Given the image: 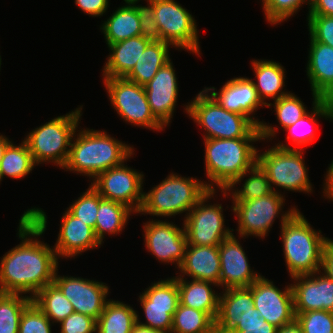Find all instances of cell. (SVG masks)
<instances>
[{"mask_svg": "<svg viewBox=\"0 0 333 333\" xmlns=\"http://www.w3.org/2000/svg\"><path fill=\"white\" fill-rule=\"evenodd\" d=\"M207 181L170 173L162 182L143 193V202L137 214L171 218L189 211L209 191Z\"/></svg>", "mask_w": 333, "mask_h": 333, "instance_id": "6", "label": "cell"}, {"mask_svg": "<svg viewBox=\"0 0 333 333\" xmlns=\"http://www.w3.org/2000/svg\"><path fill=\"white\" fill-rule=\"evenodd\" d=\"M124 4L100 25L107 45L141 35L140 18L135 7L131 3Z\"/></svg>", "mask_w": 333, "mask_h": 333, "instance_id": "30", "label": "cell"}, {"mask_svg": "<svg viewBox=\"0 0 333 333\" xmlns=\"http://www.w3.org/2000/svg\"><path fill=\"white\" fill-rule=\"evenodd\" d=\"M127 161L100 173L91 185L102 198L122 203L136 215L143 202L144 174L129 167ZM126 163V164H125Z\"/></svg>", "mask_w": 333, "mask_h": 333, "instance_id": "15", "label": "cell"}, {"mask_svg": "<svg viewBox=\"0 0 333 333\" xmlns=\"http://www.w3.org/2000/svg\"><path fill=\"white\" fill-rule=\"evenodd\" d=\"M303 4L310 8V0H266L261 6L266 22L276 26L295 16Z\"/></svg>", "mask_w": 333, "mask_h": 333, "instance_id": "41", "label": "cell"}, {"mask_svg": "<svg viewBox=\"0 0 333 333\" xmlns=\"http://www.w3.org/2000/svg\"><path fill=\"white\" fill-rule=\"evenodd\" d=\"M273 103H268L266 107H274L273 111H275L278 125L283 131L308 112L307 106L297 95L291 92L273 101Z\"/></svg>", "mask_w": 333, "mask_h": 333, "instance_id": "39", "label": "cell"}, {"mask_svg": "<svg viewBox=\"0 0 333 333\" xmlns=\"http://www.w3.org/2000/svg\"><path fill=\"white\" fill-rule=\"evenodd\" d=\"M60 222L58 238L53 246L58 259L76 258L88 250L101 247L94 230L67 209Z\"/></svg>", "mask_w": 333, "mask_h": 333, "instance_id": "22", "label": "cell"}, {"mask_svg": "<svg viewBox=\"0 0 333 333\" xmlns=\"http://www.w3.org/2000/svg\"><path fill=\"white\" fill-rule=\"evenodd\" d=\"M205 89L224 109L252 119L259 126L261 141L272 142L274 137L276 139L278 127L253 116L260 107L266 106L259 99L257 90L249 77L239 76L227 80L217 92L215 87H205Z\"/></svg>", "mask_w": 333, "mask_h": 333, "instance_id": "13", "label": "cell"}, {"mask_svg": "<svg viewBox=\"0 0 333 333\" xmlns=\"http://www.w3.org/2000/svg\"><path fill=\"white\" fill-rule=\"evenodd\" d=\"M238 236L232 233L219 244L220 278L219 288H247L260 276L254 271Z\"/></svg>", "mask_w": 333, "mask_h": 333, "instance_id": "19", "label": "cell"}, {"mask_svg": "<svg viewBox=\"0 0 333 333\" xmlns=\"http://www.w3.org/2000/svg\"><path fill=\"white\" fill-rule=\"evenodd\" d=\"M295 319L304 333H333V312L307 311L296 314Z\"/></svg>", "mask_w": 333, "mask_h": 333, "instance_id": "43", "label": "cell"}, {"mask_svg": "<svg viewBox=\"0 0 333 333\" xmlns=\"http://www.w3.org/2000/svg\"><path fill=\"white\" fill-rule=\"evenodd\" d=\"M149 43V40H146L140 35L107 45L110 54L108 55L104 66H102V77H125L136 65V62L141 57V54H143Z\"/></svg>", "mask_w": 333, "mask_h": 333, "instance_id": "26", "label": "cell"}, {"mask_svg": "<svg viewBox=\"0 0 333 333\" xmlns=\"http://www.w3.org/2000/svg\"><path fill=\"white\" fill-rule=\"evenodd\" d=\"M251 67L256 81L250 79L257 90L259 99L265 106L268 104L267 99L271 98L275 101L290 93L284 89L286 71L282 64L273 60L253 59Z\"/></svg>", "mask_w": 333, "mask_h": 333, "instance_id": "28", "label": "cell"}, {"mask_svg": "<svg viewBox=\"0 0 333 333\" xmlns=\"http://www.w3.org/2000/svg\"><path fill=\"white\" fill-rule=\"evenodd\" d=\"M89 185L88 189L67 207V210L77 219H80V221L95 230L100 194L91 184Z\"/></svg>", "mask_w": 333, "mask_h": 333, "instance_id": "40", "label": "cell"}, {"mask_svg": "<svg viewBox=\"0 0 333 333\" xmlns=\"http://www.w3.org/2000/svg\"><path fill=\"white\" fill-rule=\"evenodd\" d=\"M125 3L140 2L141 0H123ZM150 1V0H145Z\"/></svg>", "mask_w": 333, "mask_h": 333, "instance_id": "56", "label": "cell"}, {"mask_svg": "<svg viewBox=\"0 0 333 333\" xmlns=\"http://www.w3.org/2000/svg\"><path fill=\"white\" fill-rule=\"evenodd\" d=\"M136 214L126 205L112 200L104 199L100 195L99 209L95 223V236L102 245L105 235L122 234L131 215Z\"/></svg>", "mask_w": 333, "mask_h": 333, "instance_id": "33", "label": "cell"}, {"mask_svg": "<svg viewBox=\"0 0 333 333\" xmlns=\"http://www.w3.org/2000/svg\"><path fill=\"white\" fill-rule=\"evenodd\" d=\"M171 333H216L215 320L208 313L179 303L173 315Z\"/></svg>", "mask_w": 333, "mask_h": 333, "instance_id": "37", "label": "cell"}, {"mask_svg": "<svg viewBox=\"0 0 333 333\" xmlns=\"http://www.w3.org/2000/svg\"><path fill=\"white\" fill-rule=\"evenodd\" d=\"M36 166L26 142L23 140L16 145L11 141L0 163V184L4 176L17 180L25 178Z\"/></svg>", "mask_w": 333, "mask_h": 333, "instance_id": "35", "label": "cell"}, {"mask_svg": "<svg viewBox=\"0 0 333 333\" xmlns=\"http://www.w3.org/2000/svg\"><path fill=\"white\" fill-rule=\"evenodd\" d=\"M20 217L17 237L21 241L0 260V293L33 298L53 283L60 261L53 246L40 240L48 227L45 211L33 206Z\"/></svg>", "mask_w": 333, "mask_h": 333, "instance_id": "1", "label": "cell"}, {"mask_svg": "<svg viewBox=\"0 0 333 333\" xmlns=\"http://www.w3.org/2000/svg\"><path fill=\"white\" fill-rule=\"evenodd\" d=\"M174 48L168 42H150L133 69L124 77L144 86L153 79L158 70L171 60L169 50Z\"/></svg>", "mask_w": 333, "mask_h": 333, "instance_id": "31", "label": "cell"}, {"mask_svg": "<svg viewBox=\"0 0 333 333\" xmlns=\"http://www.w3.org/2000/svg\"><path fill=\"white\" fill-rule=\"evenodd\" d=\"M55 117L30 131L23 139L38 166L42 163L63 168L71 147L72 138L82 118V107Z\"/></svg>", "mask_w": 333, "mask_h": 333, "instance_id": "7", "label": "cell"}, {"mask_svg": "<svg viewBox=\"0 0 333 333\" xmlns=\"http://www.w3.org/2000/svg\"><path fill=\"white\" fill-rule=\"evenodd\" d=\"M1 62H2V59H1V55H0V70H1V64H2Z\"/></svg>", "mask_w": 333, "mask_h": 333, "instance_id": "57", "label": "cell"}, {"mask_svg": "<svg viewBox=\"0 0 333 333\" xmlns=\"http://www.w3.org/2000/svg\"><path fill=\"white\" fill-rule=\"evenodd\" d=\"M309 40L333 48V16L307 15Z\"/></svg>", "mask_w": 333, "mask_h": 333, "instance_id": "45", "label": "cell"}, {"mask_svg": "<svg viewBox=\"0 0 333 333\" xmlns=\"http://www.w3.org/2000/svg\"><path fill=\"white\" fill-rule=\"evenodd\" d=\"M311 94L313 98V107L310 109L312 110L310 112L308 111L292 126H289L284 130L288 132L285 140L292 145L290 146V144H287L286 142L283 143V141H279L276 144L277 147L282 149L304 150L307 145L312 144V142L314 143L316 139L319 119H329V121L333 122V109L316 93L311 92Z\"/></svg>", "mask_w": 333, "mask_h": 333, "instance_id": "24", "label": "cell"}, {"mask_svg": "<svg viewBox=\"0 0 333 333\" xmlns=\"http://www.w3.org/2000/svg\"><path fill=\"white\" fill-rule=\"evenodd\" d=\"M59 325L60 333H96L97 320L91 316L73 312Z\"/></svg>", "mask_w": 333, "mask_h": 333, "instance_id": "46", "label": "cell"}, {"mask_svg": "<svg viewBox=\"0 0 333 333\" xmlns=\"http://www.w3.org/2000/svg\"><path fill=\"white\" fill-rule=\"evenodd\" d=\"M247 176L248 178L243 181ZM242 181L244 184L242 183L241 188H236ZM272 192L273 189L268 176L258 163L240 177L236 178L226 189L221 190V194L224 195L225 198L226 196L229 198L228 196L231 195L230 199H232L231 201L233 202L257 199Z\"/></svg>", "mask_w": 333, "mask_h": 333, "instance_id": "32", "label": "cell"}, {"mask_svg": "<svg viewBox=\"0 0 333 333\" xmlns=\"http://www.w3.org/2000/svg\"><path fill=\"white\" fill-rule=\"evenodd\" d=\"M56 270L53 283L73 305L77 313L98 319L104 310L110 293L108 284L82 277L60 276Z\"/></svg>", "mask_w": 333, "mask_h": 333, "instance_id": "18", "label": "cell"}, {"mask_svg": "<svg viewBox=\"0 0 333 333\" xmlns=\"http://www.w3.org/2000/svg\"><path fill=\"white\" fill-rule=\"evenodd\" d=\"M175 274L177 278H192L212 282L219 286L220 256L219 245H186L183 261Z\"/></svg>", "mask_w": 333, "mask_h": 333, "instance_id": "25", "label": "cell"}, {"mask_svg": "<svg viewBox=\"0 0 333 333\" xmlns=\"http://www.w3.org/2000/svg\"><path fill=\"white\" fill-rule=\"evenodd\" d=\"M218 285L201 280L190 281L188 278H177V287L179 290L180 304L208 313L214 320H216L219 309L218 294L214 289Z\"/></svg>", "mask_w": 333, "mask_h": 333, "instance_id": "29", "label": "cell"}, {"mask_svg": "<svg viewBox=\"0 0 333 333\" xmlns=\"http://www.w3.org/2000/svg\"><path fill=\"white\" fill-rule=\"evenodd\" d=\"M185 104V113L204 130L203 139L261 138L252 119L224 109L205 88Z\"/></svg>", "mask_w": 333, "mask_h": 333, "instance_id": "5", "label": "cell"}, {"mask_svg": "<svg viewBox=\"0 0 333 333\" xmlns=\"http://www.w3.org/2000/svg\"><path fill=\"white\" fill-rule=\"evenodd\" d=\"M130 333H167V332L152 329V328H149V327H146V326H143V325H140V324L136 323L133 326Z\"/></svg>", "mask_w": 333, "mask_h": 333, "instance_id": "53", "label": "cell"}, {"mask_svg": "<svg viewBox=\"0 0 333 333\" xmlns=\"http://www.w3.org/2000/svg\"><path fill=\"white\" fill-rule=\"evenodd\" d=\"M321 272L333 281V240L329 239L323 247Z\"/></svg>", "mask_w": 333, "mask_h": 333, "instance_id": "49", "label": "cell"}, {"mask_svg": "<svg viewBox=\"0 0 333 333\" xmlns=\"http://www.w3.org/2000/svg\"><path fill=\"white\" fill-rule=\"evenodd\" d=\"M53 325L32 301L22 312L18 333H52Z\"/></svg>", "mask_w": 333, "mask_h": 333, "instance_id": "42", "label": "cell"}, {"mask_svg": "<svg viewBox=\"0 0 333 333\" xmlns=\"http://www.w3.org/2000/svg\"><path fill=\"white\" fill-rule=\"evenodd\" d=\"M172 60L161 67L151 81L144 85L154 117L166 128L172 123L178 100V78Z\"/></svg>", "mask_w": 333, "mask_h": 333, "instance_id": "21", "label": "cell"}, {"mask_svg": "<svg viewBox=\"0 0 333 333\" xmlns=\"http://www.w3.org/2000/svg\"><path fill=\"white\" fill-rule=\"evenodd\" d=\"M277 328L261 315H248L230 333H276Z\"/></svg>", "mask_w": 333, "mask_h": 333, "instance_id": "47", "label": "cell"}, {"mask_svg": "<svg viewBox=\"0 0 333 333\" xmlns=\"http://www.w3.org/2000/svg\"><path fill=\"white\" fill-rule=\"evenodd\" d=\"M303 153L304 150L282 149L275 144L265 151L257 150V163L266 172L274 192L282 194L275 187L284 190L283 196L286 191L308 195L313 192Z\"/></svg>", "mask_w": 333, "mask_h": 333, "instance_id": "8", "label": "cell"}, {"mask_svg": "<svg viewBox=\"0 0 333 333\" xmlns=\"http://www.w3.org/2000/svg\"><path fill=\"white\" fill-rule=\"evenodd\" d=\"M150 219L143 223L144 245L158 262L174 264L178 269L187 245L184 224L179 227L170 220ZM170 221V222H169Z\"/></svg>", "mask_w": 333, "mask_h": 333, "instance_id": "16", "label": "cell"}, {"mask_svg": "<svg viewBox=\"0 0 333 333\" xmlns=\"http://www.w3.org/2000/svg\"><path fill=\"white\" fill-rule=\"evenodd\" d=\"M75 5L89 16L101 17L108 10L109 0H75Z\"/></svg>", "mask_w": 333, "mask_h": 333, "instance_id": "48", "label": "cell"}, {"mask_svg": "<svg viewBox=\"0 0 333 333\" xmlns=\"http://www.w3.org/2000/svg\"><path fill=\"white\" fill-rule=\"evenodd\" d=\"M322 99L333 109V88Z\"/></svg>", "mask_w": 333, "mask_h": 333, "instance_id": "55", "label": "cell"}, {"mask_svg": "<svg viewBox=\"0 0 333 333\" xmlns=\"http://www.w3.org/2000/svg\"><path fill=\"white\" fill-rule=\"evenodd\" d=\"M147 5L142 6L139 2H132L135 7L138 17L140 18L139 26L141 36L150 42L163 41L159 25L156 22L154 15V0L146 1ZM138 4V5H137Z\"/></svg>", "mask_w": 333, "mask_h": 333, "instance_id": "44", "label": "cell"}, {"mask_svg": "<svg viewBox=\"0 0 333 333\" xmlns=\"http://www.w3.org/2000/svg\"><path fill=\"white\" fill-rule=\"evenodd\" d=\"M294 313L324 310L333 312V281L320 271L291 278Z\"/></svg>", "mask_w": 333, "mask_h": 333, "instance_id": "20", "label": "cell"}, {"mask_svg": "<svg viewBox=\"0 0 333 333\" xmlns=\"http://www.w3.org/2000/svg\"><path fill=\"white\" fill-rule=\"evenodd\" d=\"M138 301L145 314V322H141L137 311L138 324L171 333L173 315L180 303L176 276L151 283L140 293Z\"/></svg>", "mask_w": 333, "mask_h": 333, "instance_id": "14", "label": "cell"}, {"mask_svg": "<svg viewBox=\"0 0 333 333\" xmlns=\"http://www.w3.org/2000/svg\"><path fill=\"white\" fill-rule=\"evenodd\" d=\"M326 175H324V182H323V188L322 193L324 198L329 200V202L333 201V160L331 161V164H329Z\"/></svg>", "mask_w": 333, "mask_h": 333, "instance_id": "51", "label": "cell"}, {"mask_svg": "<svg viewBox=\"0 0 333 333\" xmlns=\"http://www.w3.org/2000/svg\"><path fill=\"white\" fill-rule=\"evenodd\" d=\"M280 230L288 275L292 278L320 271L323 247L329 238L321 230H315L299 209Z\"/></svg>", "mask_w": 333, "mask_h": 333, "instance_id": "4", "label": "cell"}, {"mask_svg": "<svg viewBox=\"0 0 333 333\" xmlns=\"http://www.w3.org/2000/svg\"><path fill=\"white\" fill-rule=\"evenodd\" d=\"M31 302L26 295L0 293V333H18L22 312Z\"/></svg>", "mask_w": 333, "mask_h": 333, "instance_id": "38", "label": "cell"}, {"mask_svg": "<svg viewBox=\"0 0 333 333\" xmlns=\"http://www.w3.org/2000/svg\"><path fill=\"white\" fill-rule=\"evenodd\" d=\"M261 138L204 139L205 176L209 190H224L257 163Z\"/></svg>", "mask_w": 333, "mask_h": 333, "instance_id": "3", "label": "cell"}, {"mask_svg": "<svg viewBox=\"0 0 333 333\" xmlns=\"http://www.w3.org/2000/svg\"><path fill=\"white\" fill-rule=\"evenodd\" d=\"M32 301L54 323L62 322L71 313L75 312L73 305L54 284H48L41 289Z\"/></svg>", "mask_w": 333, "mask_h": 333, "instance_id": "36", "label": "cell"}, {"mask_svg": "<svg viewBox=\"0 0 333 333\" xmlns=\"http://www.w3.org/2000/svg\"><path fill=\"white\" fill-rule=\"evenodd\" d=\"M216 193L217 190H209L184 218L182 224L187 245L216 246L234 232L233 228L225 225L222 204L208 203L210 199H215Z\"/></svg>", "mask_w": 333, "mask_h": 333, "instance_id": "11", "label": "cell"}, {"mask_svg": "<svg viewBox=\"0 0 333 333\" xmlns=\"http://www.w3.org/2000/svg\"><path fill=\"white\" fill-rule=\"evenodd\" d=\"M219 309L215 320L216 333H230L248 315H260L254 307L252 291L230 288L220 291Z\"/></svg>", "mask_w": 333, "mask_h": 333, "instance_id": "23", "label": "cell"}, {"mask_svg": "<svg viewBox=\"0 0 333 333\" xmlns=\"http://www.w3.org/2000/svg\"><path fill=\"white\" fill-rule=\"evenodd\" d=\"M175 0H154V15L164 42L200 56L197 20Z\"/></svg>", "mask_w": 333, "mask_h": 333, "instance_id": "12", "label": "cell"}, {"mask_svg": "<svg viewBox=\"0 0 333 333\" xmlns=\"http://www.w3.org/2000/svg\"><path fill=\"white\" fill-rule=\"evenodd\" d=\"M276 333H304V332L300 324L295 319L293 322L284 325L281 328H277Z\"/></svg>", "mask_w": 333, "mask_h": 333, "instance_id": "52", "label": "cell"}, {"mask_svg": "<svg viewBox=\"0 0 333 333\" xmlns=\"http://www.w3.org/2000/svg\"><path fill=\"white\" fill-rule=\"evenodd\" d=\"M306 72L310 90L323 98L333 88V48L310 41Z\"/></svg>", "mask_w": 333, "mask_h": 333, "instance_id": "27", "label": "cell"}, {"mask_svg": "<svg viewBox=\"0 0 333 333\" xmlns=\"http://www.w3.org/2000/svg\"><path fill=\"white\" fill-rule=\"evenodd\" d=\"M307 15L333 16V0H311Z\"/></svg>", "mask_w": 333, "mask_h": 333, "instance_id": "50", "label": "cell"}, {"mask_svg": "<svg viewBox=\"0 0 333 333\" xmlns=\"http://www.w3.org/2000/svg\"><path fill=\"white\" fill-rule=\"evenodd\" d=\"M248 288L252 291L254 307L268 323L281 328L295 320L290 283L282 290L271 279L261 275Z\"/></svg>", "mask_w": 333, "mask_h": 333, "instance_id": "17", "label": "cell"}, {"mask_svg": "<svg viewBox=\"0 0 333 333\" xmlns=\"http://www.w3.org/2000/svg\"><path fill=\"white\" fill-rule=\"evenodd\" d=\"M10 142H11V140H9L8 137H6L0 133V163H1L2 157L4 156L5 150Z\"/></svg>", "mask_w": 333, "mask_h": 333, "instance_id": "54", "label": "cell"}, {"mask_svg": "<svg viewBox=\"0 0 333 333\" xmlns=\"http://www.w3.org/2000/svg\"><path fill=\"white\" fill-rule=\"evenodd\" d=\"M80 129L72 138L69 156L62 168L65 171L82 174L93 181L103 171L121 165L135 154L133 145L110 136L105 130Z\"/></svg>", "mask_w": 333, "mask_h": 333, "instance_id": "2", "label": "cell"}, {"mask_svg": "<svg viewBox=\"0 0 333 333\" xmlns=\"http://www.w3.org/2000/svg\"><path fill=\"white\" fill-rule=\"evenodd\" d=\"M102 79L110 104L123 121L157 132L165 129L151 112L144 86L124 77Z\"/></svg>", "mask_w": 333, "mask_h": 333, "instance_id": "10", "label": "cell"}, {"mask_svg": "<svg viewBox=\"0 0 333 333\" xmlns=\"http://www.w3.org/2000/svg\"><path fill=\"white\" fill-rule=\"evenodd\" d=\"M137 323V311L119 300L109 299L97 319L96 333H130Z\"/></svg>", "mask_w": 333, "mask_h": 333, "instance_id": "34", "label": "cell"}, {"mask_svg": "<svg viewBox=\"0 0 333 333\" xmlns=\"http://www.w3.org/2000/svg\"><path fill=\"white\" fill-rule=\"evenodd\" d=\"M285 200V196L273 191L257 199L232 202L230 209L237 219L238 239L240 237L246 239L249 236L264 239L269 235L268 232L273 227L274 221L277 220L276 217L281 219L280 225H283L298 209L295 205L284 211Z\"/></svg>", "mask_w": 333, "mask_h": 333, "instance_id": "9", "label": "cell"}]
</instances>
